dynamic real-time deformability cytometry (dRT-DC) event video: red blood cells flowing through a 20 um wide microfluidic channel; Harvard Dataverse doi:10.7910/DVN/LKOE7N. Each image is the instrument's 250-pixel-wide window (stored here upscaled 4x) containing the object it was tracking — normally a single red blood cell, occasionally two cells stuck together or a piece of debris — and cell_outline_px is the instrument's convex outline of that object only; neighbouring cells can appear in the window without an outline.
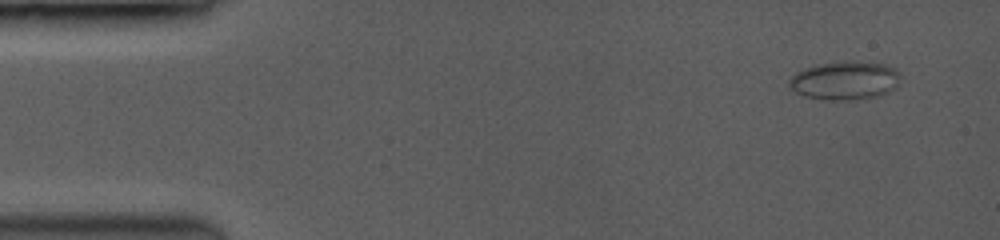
{"species": "common noctule bat (a hibernating species)", "species_latin": "Nyctalus noctula", "temperature_condition": "room temperature", "stored_images_in_passage": 8, "camera_frame_rate_fps": 3500, "um_per_image_px": 0.085, "animal": {"sex": "female", "body_mass_g": 19.0, "forearm_length_mm": 53.3}, "frame": {"image": 1, "passage_image": 1, "time_ms": 0.0, "image_size_px": [1000, 240], "cell_outline_px": [[900, 76], [896, 88], [888, 92], [876, 96], [852, 100], [828, 100], [804, 96], [788, 88], [788, 80], [796, 72], [808, 68], [828, 64], [880, 64], [896, 68], [900, 72]], "centroid_in_image_um": [71.81, 6.91], "position_along_channel_um": 13.2, "area_um2": 23.99}}
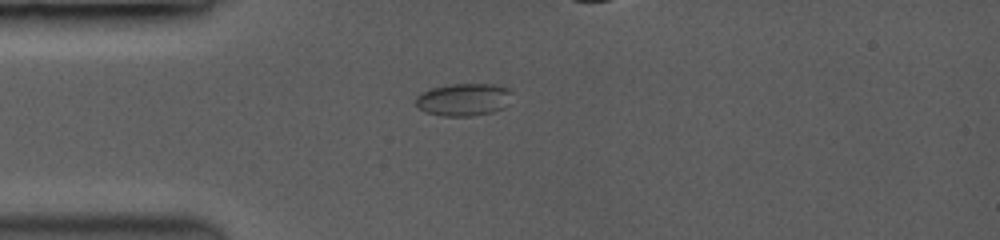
{"frame": {"image": 2, "passage_image": 5, "time_ms": 3.429, "image_size_px": [1000, 240], "cell_outline_px": [[512, 92], [504, 108], [492, 112], [472, 116], [440, 116], [428, 112], [420, 108], [416, 104], [416, 96], [432, 88], [456, 84], [488, 84], [508, 88]], "centroid_in_image_um": [39.42, 8.47], "position_along_channel_um": 45.6, "area_um2": 17.92}}
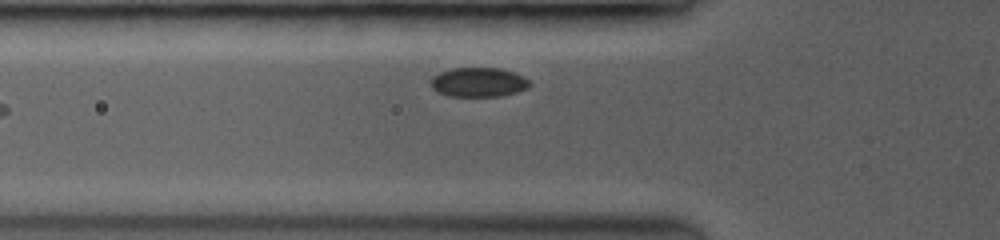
{"frame": {"image": 3, "passage_image": 8, "time_ms": 6.0, "image_size_px": [1000, 240], "cell_outline_px": [[532, 84], [528, 88], [516, 92], [500, 96], [448, 96], [432, 88], [432, 76], [440, 72], [452, 68], [500, 68], [524, 76]], "centroid_in_image_um": [40.7, 6.98], "position_along_channel_um": 85.1, "area_um2": 16.82}}